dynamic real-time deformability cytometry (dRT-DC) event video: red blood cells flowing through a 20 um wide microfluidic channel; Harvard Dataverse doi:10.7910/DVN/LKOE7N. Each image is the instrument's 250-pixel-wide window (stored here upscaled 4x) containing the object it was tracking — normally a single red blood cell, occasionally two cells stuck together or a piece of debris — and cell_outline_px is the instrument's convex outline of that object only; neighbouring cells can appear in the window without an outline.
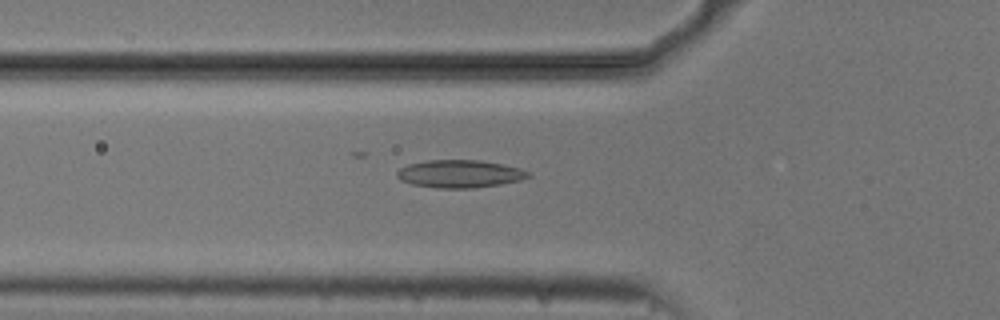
{"species": "common noctule bat (a hibernating species)", "species_latin": "Nyctalus noctula", "temperature_condition": "cold", "stored_images_in_passage": 53, "camera_frame_rate_fps": 3000, "um_per_image_px": 0.085, "animal": {"sex": "male", "body_mass_g": 20.5, "forearm_length_mm": 52.5}, "frame": {"image": 1, "passage_image": 18, "time_ms": 5.667, "image_size_px": [1000, 320], "cell_outline_px": [[532, 176], [520, 180], [500, 184], [472, 188], [436, 188], [412, 184], [400, 180], [396, 176], [396, 172], [400, 168], [408, 164], [428, 160], [480, 160], [520, 168], [528, 172]], "centroid_in_image_um": [39.05, 14.77], "position_along_channel_um": 86.8, "area_um2": 21.15}}
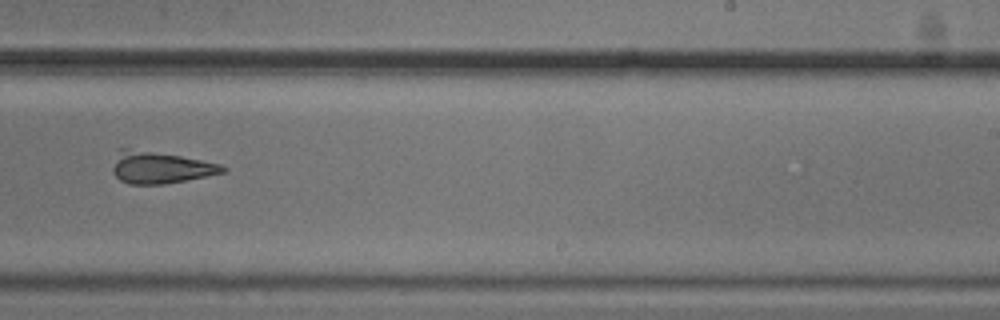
{"frame": {"image": 2, "passage_image": 33, "time_ms": 10.667, "image_size_px": [1000, 320], "cell_outline_px": [[228, 172], [164, 184], [128, 184], [120, 180], [112, 172], [112, 168], [120, 148], [128, 148], [180, 156], [220, 164], [228, 168]], "centroid_in_image_um": [13.63, 14.25], "position_along_channel_um": 275.4, "area_um2": 20.23}}
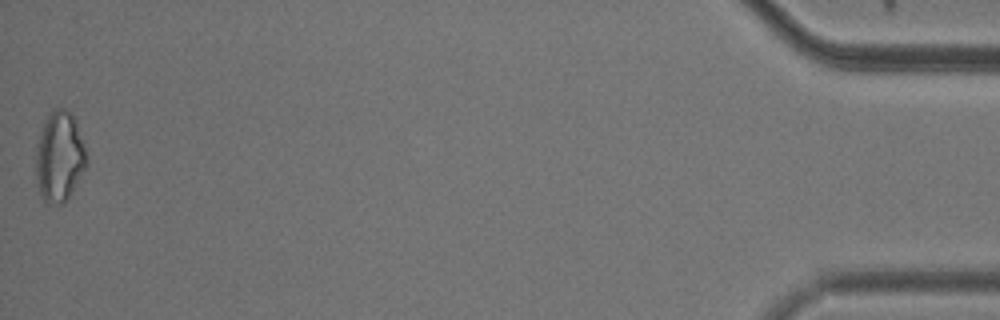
{"frame": {"image": 3, "passage_image": 53, "time_ms": 17.333, "image_size_px": [1000, 320], "cell_outline_px": [[88, 164], [72, 192], [64, 204], [44, 204], [40, 192], [36, 176], [36, 144], [44, 120], [52, 108], [64, 108], [72, 112], [76, 120], [84, 140], [88, 160]], "centroid_in_image_um": [5.07, 13.3], "position_along_channel_um": 430.1, "area_um2": 27.4}}